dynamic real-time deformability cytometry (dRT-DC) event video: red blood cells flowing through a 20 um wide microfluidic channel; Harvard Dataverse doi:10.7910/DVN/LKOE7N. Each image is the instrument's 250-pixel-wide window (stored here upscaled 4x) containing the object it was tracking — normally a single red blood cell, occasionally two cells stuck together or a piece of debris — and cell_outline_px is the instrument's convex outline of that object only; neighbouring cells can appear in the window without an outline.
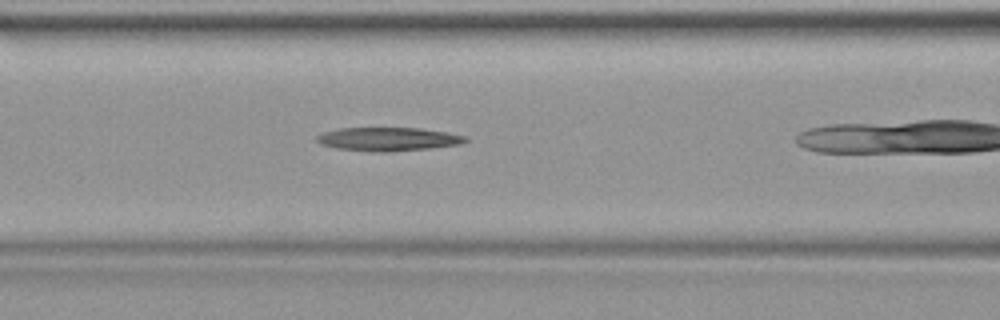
{"species": "common noctule bat (a hibernating species)", "species_latin": "Nyctalus noctula", "temperature_condition": "warm", "stored_images_in_passage": 27, "camera_frame_rate_fps": 3000, "um_per_image_px": 0.085, "animal": {"sex": "female", "body_mass_g": 19.9}, "frame": {"image": 1, "passage_image": 12, "time_ms": 3.667, "image_size_px": [1000, 320], "cell_outline_px": [[468, 140], [460, 144], [432, 148], [388, 152], [368, 152], [336, 148], [320, 144], [316, 140], [316, 136], [324, 132], [340, 128], [420, 128], [448, 132], [468, 136]], "centroid_in_image_um": [33.01, 11.83], "position_along_channel_um": 133.6, "area_um2": 20.63}}